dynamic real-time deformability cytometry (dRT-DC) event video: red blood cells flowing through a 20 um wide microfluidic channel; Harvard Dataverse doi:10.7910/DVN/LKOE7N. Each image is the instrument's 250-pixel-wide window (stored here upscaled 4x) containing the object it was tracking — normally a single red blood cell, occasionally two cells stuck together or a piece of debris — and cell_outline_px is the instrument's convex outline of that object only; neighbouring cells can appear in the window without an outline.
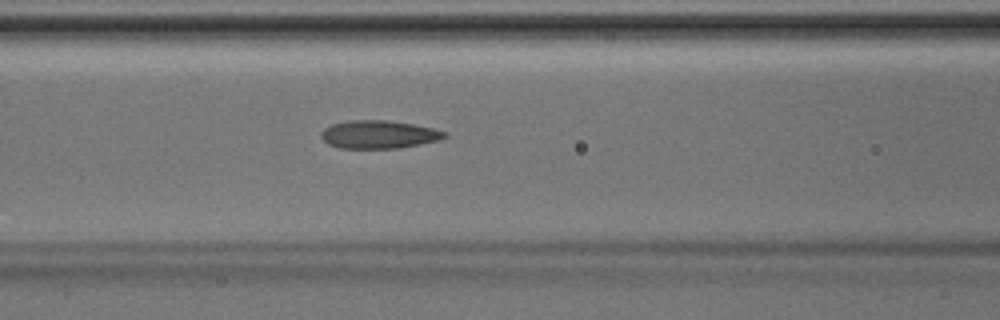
{"species": "Egyptian fruit bat (a non-hibernating species)", "species_latin": "Rousettus aegyptiacus", "temperature_condition": "room temperature", "stored_images_in_passage": 46, "camera_frame_rate_fps": 3000, "um_per_image_px": 0.085, "animal": {"sex": "male"}, "frame": {"image": 1, "passage_image": 19, "time_ms": 6.0, "image_size_px": [1000, 320], "cell_outline_px": [[448, 136], [440, 140], [420, 144], [396, 148], [340, 148], [328, 144], [320, 136], [320, 132], [324, 128], [332, 124], [348, 120], [388, 120], [412, 124], [432, 128], [448, 132]], "centroid_in_image_um": [32.19, 11.42], "position_along_channel_um": 134.4, "area_um2": 20.23}}
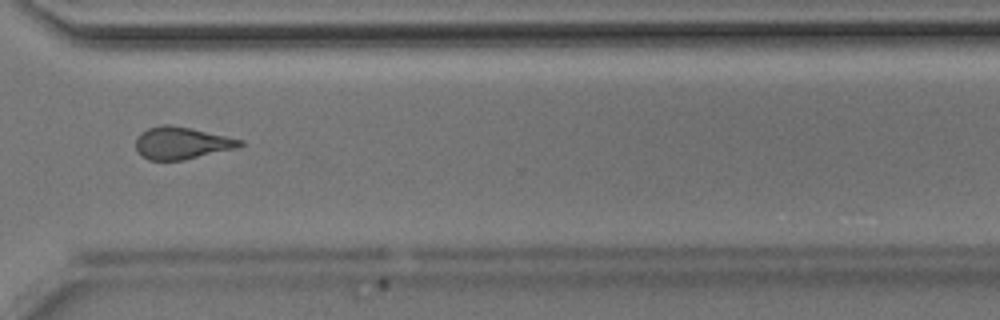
{"frame": {"image": 2, "passage_image": 34, "time_ms": 11.0, "image_size_px": [1000, 320], "cell_outline_px": [[244, 144], [236, 148], [184, 160], [148, 160], [140, 156], [136, 148], [136, 136], [140, 132], [148, 128], [160, 124], [168, 124], [188, 128], [244, 140]], "centroid_in_image_um": [15.39, 12.16], "position_along_channel_um": 355.2, "area_um2": 19.54}}
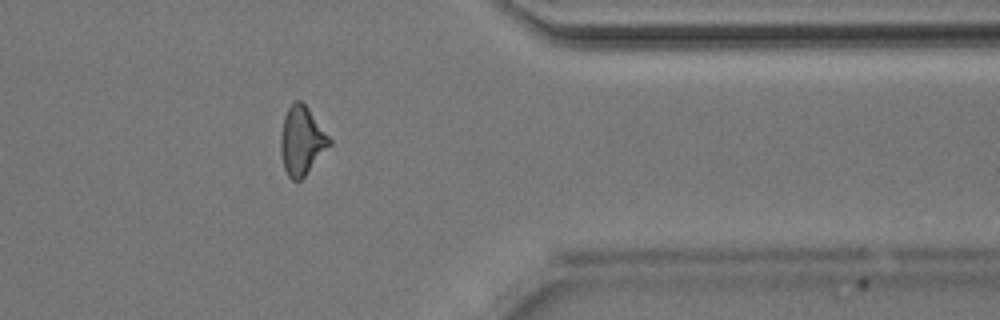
{"frame": {"image": 3, "passage_image": 37, "time_ms": 12.0, "image_size_px": [1000, 320], "cell_outline_px": [[332, 144], [304, 176], [300, 180], [292, 180], [288, 176], [284, 168], [280, 152], [280, 136], [284, 116], [288, 108], [296, 100], [300, 100], [308, 108], [332, 140]], "centroid_in_image_um": [25.64, 11.97], "position_along_channel_um": 385.8, "area_um2": 19.36}}